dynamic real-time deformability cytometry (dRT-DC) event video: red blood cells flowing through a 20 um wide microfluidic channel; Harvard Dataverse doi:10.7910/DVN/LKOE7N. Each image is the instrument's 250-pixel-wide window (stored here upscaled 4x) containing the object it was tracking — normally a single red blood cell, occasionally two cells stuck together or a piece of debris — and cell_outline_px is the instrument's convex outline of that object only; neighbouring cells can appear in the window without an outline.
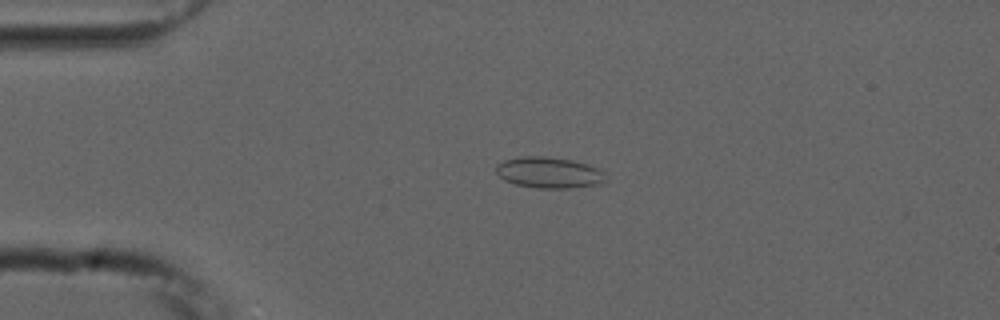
{"species": "common noctule bat (a hibernating species)", "species_latin": "Nyctalus noctula", "temperature_condition": "cold", "stored_images_in_passage": 43, "camera_frame_rate_fps": 3000, "um_per_image_px": 0.085, "animal": {"sex": "male", "forearm_length_mm": 52.5}, "frame": {"image": 1, "passage_image": 1, "time_ms": 0.0, "image_size_px": [1000, 320], "cell_outline_px": [[608, 180], [600, 184], [568, 188], [536, 188], [516, 184], [504, 180], [496, 172], [496, 164], [504, 160], [520, 156], [544, 156], [572, 160], [588, 164], [604, 172]], "centroid_in_image_um": [46.67, 14.67], "position_along_channel_um": 38.3, "area_um2": 19.94}}
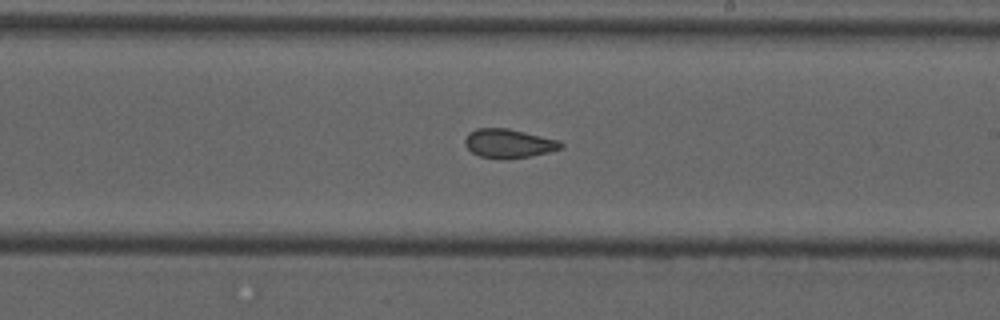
{"frame": {"image": 2, "passage_image": 20, "time_ms": 6.333, "image_size_px": [1000, 320], "cell_outline_px": [[564, 144], [560, 148], [548, 152], [532, 156], [504, 160], [500, 160], [480, 156], [472, 152], [464, 144], [464, 140], [468, 132], [476, 128], [508, 128], [560, 140]], "centroid_in_image_um": [43.22, 12.2], "position_along_channel_um": 245.8, "area_um2": 16.42}}
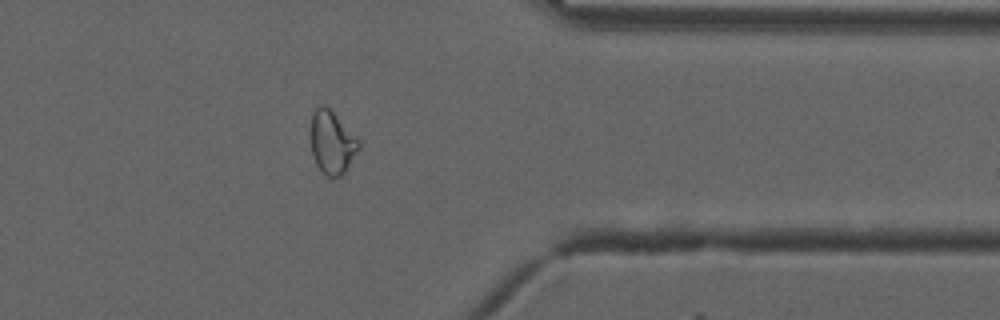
{"frame": {"image": 3, "passage_image": 32, "time_ms": 10.333, "image_size_px": [1000, 320], "cell_outline_px": [[360, 148], [344, 172], [340, 176], [328, 176], [316, 164], [312, 156], [308, 132], [312, 112], [320, 104], [328, 108], [360, 140]], "centroid_in_image_um": [28.17, 12.08], "position_along_channel_um": 383.2, "area_um2": 17.74}, "authors_computed_cell_mechanics": {"area_um2": 17.2822, "velocity_mm_per_s": 3.7479, "shape_relaxation_time_tau1_ms": null, "shape_relaxation_time_tau2_ms": 2.3965, "deformation_change_tau1": null, "deformation_change_tau2": 0.0628}}